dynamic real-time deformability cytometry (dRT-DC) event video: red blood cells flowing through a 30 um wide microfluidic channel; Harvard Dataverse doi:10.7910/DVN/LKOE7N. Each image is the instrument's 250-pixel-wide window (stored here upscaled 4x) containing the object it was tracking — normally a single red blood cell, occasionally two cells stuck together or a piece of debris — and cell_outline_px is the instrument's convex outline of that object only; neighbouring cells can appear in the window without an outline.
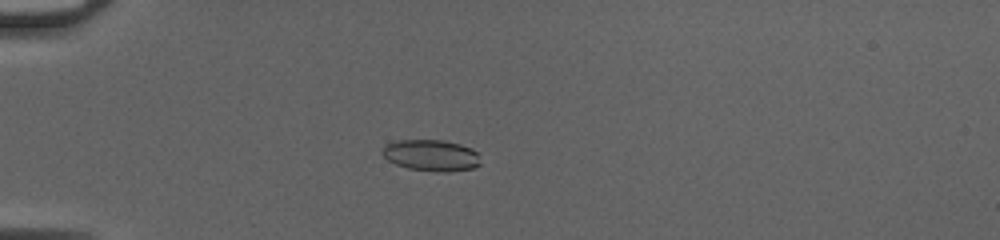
{"species": "common noctule bat (a hibernating species)", "species_latin": "Nyctalus noctula", "temperature_condition": "cold", "stored_images_in_passage": 51, "camera_frame_rate_fps": 3000, "um_per_image_px": 0.085, "animal": {"sex": "female", "body_mass_g": 20.0, "forearm_length_mm": 54.0}, "frame": {"image": 1, "passage_image": 16, "time_ms": 5.0, "image_size_px": [1000, 240], "cell_outline_px": [[480, 164], [472, 168], [448, 172], [436, 172], [408, 168], [396, 164], [388, 160], [380, 152], [384, 144], [396, 140], [444, 140], [460, 144], [472, 148], [476, 152]], "centroid_in_image_um": [36.61, 13.19], "position_along_channel_um": 48.4, "area_um2": 18.03}}
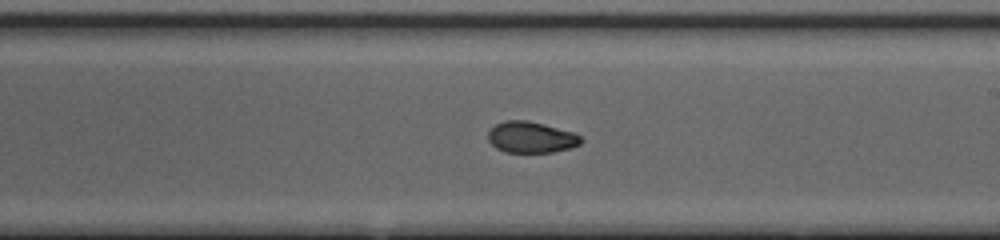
{"frame": {"image": 2, "passage_image": 32, "time_ms": 10.333, "image_size_px": [1000, 240], "cell_outline_px": [[584, 140], [580, 144], [572, 148], [552, 152], [504, 152], [496, 148], [488, 140], [488, 132], [496, 124], [504, 120], [528, 120], [576, 132]], "centroid_in_image_um": [45.18, 11.66], "position_along_channel_um": 243.8, "area_um2": 17.11}}
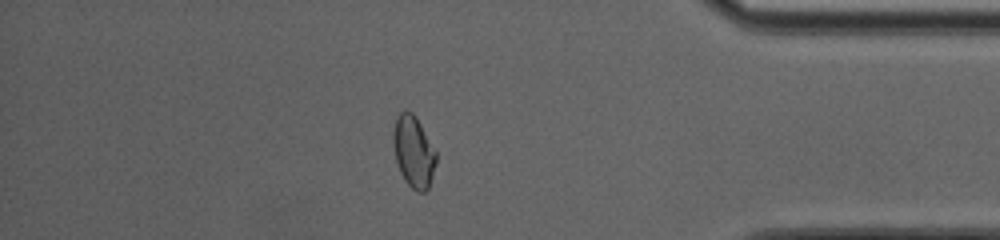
{"frame": {"image": 3, "passage_image": 45, "time_ms": 14.667, "image_size_px": [1000, 240], "cell_outline_px": [[436, 164], [428, 188], [424, 192], [416, 192], [404, 180], [400, 172], [396, 160], [392, 140], [392, 132], [396, 116], [404, 108], [412, 112], [416, 116], [436, 152]], "centroid_in_image_um": [35.13, 12.86], "position_along_channel_um": 400.1, "area_um2": 18.03}, "authors_computed_cell_mechanics": {"area_um2": 17.629, "velocity_mm_per_s": 4.187, "shape_relaxation_time_tau1_ms": null, "shape_relaxation_time_tau2_ms": 1.8729, "deformation_change_tau1": null, "deformation_change_tau2": 0.0476}}